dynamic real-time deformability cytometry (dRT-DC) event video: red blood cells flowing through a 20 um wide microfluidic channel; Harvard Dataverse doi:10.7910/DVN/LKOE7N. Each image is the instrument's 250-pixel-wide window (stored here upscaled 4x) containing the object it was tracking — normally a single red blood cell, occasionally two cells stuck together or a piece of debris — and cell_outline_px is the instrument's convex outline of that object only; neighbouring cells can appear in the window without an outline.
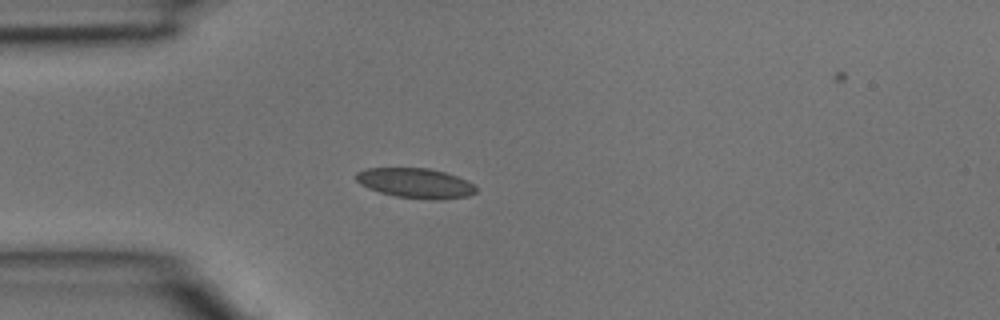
{"species": "common noctule bat (a hibernating species)", "species_latin": "Nyctalus noctula", "temperature_condition": "room temperature", "stored_images_in_passage": 4, "camera_frame_rate_fps": 3000, "um_per_image_px": 0.085, "animal": {"sex": "male", "body_mass_g": 15.6}, "frame": {"image": 1, "passage_image": 3, "time_ms": 0.667, "image_size_px": [1000, 320], "cell_outline_px": [[476, 192], [468, 196], [440, 200], [432, 200], [396, 196], [380, 192], [368, 188], [360, 184], [356, 180], [356, 172], [364, 168], [428, 168], [444, 172], [468, 180], [476, 188]], "centroid_in_image_um": [35.31, 15.56], "position_along_channel_um": 49.7, "area_um2": 20.92}}